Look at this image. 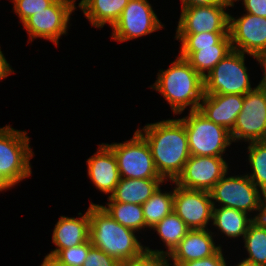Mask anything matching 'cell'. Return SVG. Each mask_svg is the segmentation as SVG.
I'll list each match as a JSON object with an SVG mask.
<instances>
[{
    "mask_svg": "<svg viewBox=\"0 0 266 266\" xmlns=\"http://www.w3.org/2000/svg\"><path fill=\"white\" fill-rule=\"evenodd\" d=\"M136 131L146 140L159 175L167 182L175 181L190 157L184 122L163 119Z\"/></svg>",
    "mask_w": 266,
    "mask_h": 266,
    "instance_id": "cell-1",
    "label": "cell"
},
{
    "mask_svg": "<svg viewBox=\"0 0 266 266\" xmlns=\"http://www.w3.org/2000/svg\"><path fill=\"white\" fill-rule=\"evenodd\" d=\"M171 62L165 70H159L156 80L149 88L158 92L167 101L173 115L198 110L204 97V78L180 57Z\"/></svg>",
    "mask_w": 266,
    "mask_h": 266,
    "instance_id": "cell-2",
    "label": "cell"
},
{
    "mask_svg": "<svg viewBox=\"0 0 266 266\" xmlns=\"http://www.w3.org/2000/svg\"><path fill=\"white\" fill-rule=\"evenodd\" d=\"M89 218V240L92 246L120 263L139 257L146 251L140 235L114 220L99 204L90 202Z\"/></svg>",
    "mask_w": 266,
    "mask_h": 266,
    "instance_id": "cell-3",
    "label": "cell"
},
{
    "mask_svg": "<svg viewBox=\"0 0 266 266\" xmlns=\"http://www.w3.org/2000/svg\"><path fill=\"white\" fill-rule=\"evenodd\" d=\"M233 175L227 172L209 191L213 206L240 210L254 219L264 218L265 194L245 173Z\"/></svg>",
    "mask_w": 266,
    "mask_h": 266,
    "instance_id": "cell-4",
    "label": "cell"
},
{
    "mask_svg": "<svg viewBox=\"0 0 266 266\" xmlns=\"http://www.w3.org/2000/svg\"><path fill=\"white\" fill-rule=\"evenodd\" d=\"M25 130L11 125L0 127V176L12 187L32 176L34 152Z\"/></svg>",
    "mask_w": 266,
    "mask_h": 266,
    "instance_id": "cell-5",
    "label": "cell"
},
{
    "mask_svg": "<svg viewBox=\"0 0 266 266\" xmlns=\"http://www.w3.org/2000/svg\"><path fill=\"white\" fill-rule=\"evenodd\" d=\"M186 129L190 155L226 156L233 145L230 131L208 120L199 110L189 111L180 117ZM225 154V155H224Z\"/></svg>",
    "mask_w": 266,
    "mask_h": 266,
    "instance_id": "cell-6",
    "label": "cell"
},
{
    "mask_svg": "<svg viewBox=\"0 0 266 266\" xmlns=\"http://www.w3.org/2000/svg\"><path fill=\"white\" fill-rule=\"evenodd\" d=\"M246 54L230 51L204 78V94H239L245 95L256 86L245 65Z\"/></svg>",
    "mask_w": 266,
    "mask_h": 266,
    "instance_id": "cell-7",
    "label": "cell"
},
{
    "mask_svg": "<svg viewBox=\"0 0 266 266\" xmlns=\"http://www.w3.org/2000/svg\"><path fill=\"white\" fill-rule=\"evenodd\" d=\"M76 0H55L45 10L29 17L22 25L28 33V43L41 38L59 46V39L68 34L72 14L77 9ZM69 24V25H68Z\"/></svg>",
    "mask_w": 266,
    "mask_h": 266,
    "instance_id": "cell-8",
    "label": "cell"
},
{
    "mask_svg": "<svg viewBox=\"0 0 266 266\" xmlns=\"http://www.w3.org/2000/svg\"><path fill=\"white\" fill-rule=\"evenodd\" d=\"M105 144L116 157L120 178H162L155 167L146 140L136 130L129 140Z\"/></svg>",
    "mask_w": 266,
    "mask_h": 266,
    "instance_id": "cell-9",
    "label": "cell"
},
{
    "mask_svg": "<svg viewBox=\"0 0 266 266\" xmlns=\"http://www.w3.org/2000/svg\"><path fill=\"white\" fill-rule=\"evenodd\" d=\"M165 28L149 0H129L112 27L111 39L119 43L147 36Z\"/></svg>",
    "mask_w": 266,
    "mask_h": 266,
    "instance_id": "cell-10",
    "label": "cell"
},
{
    "mask_svg": "<svg viewBox=\"0 0 266 266\" xmlns=\"http://www.w3.org/2000/svg\"><path fill=\"white\" fill-rule=\"evenodd\" d=\"M233 144L266 141V93L255 87L244 95L241 112L230 131Z\"/></svg>",
    "mask_w": 266,
    "mask_h": 266,
    "instance_id": "cell-11",
    "label": "cell"
},
{
    "mask_svg": "<svg viewBox=\"0 0 266 266\" xmlns=\"http://www.w3.org/2000/svg\"><path fill=\"white\" fill-rule=\"evenodd\" d=\"M173 211L192 229H209L213 203L209 191L187 189L174 184ZM209 225V226H208Z\"/></svg>",
    "mask_w": 266,
    "mask_h": 266,
    "instance_id": "cell-12",
    "label": "cell"
},
{
    "mask_svg": "<svg viewBox=\"0 0 266 266\" xmlns=\"http://www.w3.org/2000/svg\"><path fill=\"white\" fill-rule=\"evenodd\" d=\"M229 35L232 49L247 56L266 55V18L243 13H229Z\"/></svg>",
    "mask_w": 266,
    "mask_h": 266,
    "instance_id": "cell-13",
    "label": "cell"
},
{
    "mask_svg": "<svg viewBox=\"0 0 266 266\" xmlns=\"http://www.w3.org/2000/svg\"><path fill=\"white\" fill-rule=\"evenodd\" d=\"M229 167L224 156L190 155L174 184L187 189L210 191L229 170H232Z\"/></svg>",
    "mask_w": 266,
    "mask_h": 266,
    "instance_id": "cell-14",
    "label": "cell"
},
{
    "mask_svg": "<svg viewBox=\"0 0 266 266\" xmlns=\"http://www.w3.org/2000/svg\"><path fill=\"white\" fill-rule=\"evenodd\" d=\"M223 5L181 7L175 33L229 32V12Z\"/></svg>",
    "mask_w": 266,
    "mask_h": 266,
    "instance_id": "cell-15",
    "label": "cell"
},
{
    "mask_svg": "<svg viewBox=\"0 0 266 266\" xmlns=\"http://www.w3.org/2000/svg\"><path fill=\"white\" fill-rule=\"evenodd\" d=\"M215 239V241H214ZM216 238L210 229H192L179 242L167 257L169 266H180L184 262L212 256L222 244H216Z\"/></svg>",
    "mask_w": 266,
    "mask_h": 266,
    "instance_id": "cell-16",
    "label": "cell"
},
{
    "mask_svg": "<svg viewBox=\"0 0 266 266\" xmlns=\"http://www.w3.org/2000/svg\"><path fill=\"white\" fill-rule=\"evenodd\" d=\"M96 153L86 159L88 178L101 193L109 197L120 181L117 160L105 144H98Z\"/></svg>",
    "mask_w": 266,
    "mask_h": 266,
    "instance_id": "cell-17",
    "label": "cell"
},
{
    "mask_svg": "<svg viewBox=\"0 0 266 266\" xmlns=\"http://www.w3.org/2000/svg\"><path fill=\"white\" fill-rule=\"evenodd\" d=\"M244 95L204 94L198 110L210 121L231 131L242 110Z\"/></svg>",
    "mask_w": 266,
    "mask_h": 266,
    "instance_id": "cell-18",
    "label": "cell"
},
{
    "mask_svg": "<svg viewBox=\"0 0 266 266\" xmlns=\"http://www.w3.org/2000/svg\"><path fill=\"white\" fill-rule=\"evenodd\" d=\"M78 217L60 216L52 232V243L56 247L46 254L55 256L61 249L80 245L89 239V207L82 214L79 212Z\"/></svg>",
    "mask_w": 266,
    "mask_h": 266,
    "instance_id": "cell-19",
    "label": "cell"
},
{
    "mask_svg": "<svg viewBox=\"0 0 266 266\" xmlns=\"http://www.w3.org/2000/svg\"><path fill=\"white\" fill-rule=\"evenodd\" d=\"M179 49L178 55L186 59L203 78L233 50L229 34L212 47H179Z\"/></svg>",
    "mask_w": 266,
    "mask_h": 266,
    "instance_id": "cell-20",
    "label": "cell"
},
{
    "mask_svg": "<svg viewBox=\"0 0 266 266\" xmlns=\"http://www.w3.org/2000/svg\"><path fill=\"white\" fill-rule=\"evenodd\" d=\"M254 220L252 216L243 211L230 207L213 206L211 226L214 228L213 230H217L218 233L216 231L212 233L215 237L223 235L222 238L225 236L226 240H239L240 237L243 239L249 225Z\"/></svg>",
    "mask_w": 266,
    "mask_h": 266,
    "instance_id": "cell-21",
    "label": "cell"
},
{
    "mask_svg": "<svg viewBox=\"0 0 266 266\" xmlns=\"http://www.w3.org/2000/svg\"><path fill=\"white\" fill-rule=\"evenodd\" d=\"M164 183L167 184V181L163 178H120L114 192L107 198V201L142 205Z\"/></svg>",
    "mask_w": 266,
    "mask_h": 266,
    "instance_id": "cell-22",
    "label": "cell"
},
{
    "mask_svg": "<svg viewBox=\"0 0 266 266\" xmlns=\"http://www.w3.org/2000/svg\"><path fill=\"white\" fill-rule=\"evenodd\" d=\"M128 2L129 0H80L77 8L81 9L92 27L101 29L106 24L113 27Z\"/></svg>",
    "mask_w": 266,
    "mask_h": 266,
    "instance_id": "cell-23",
    "label": "cell"
},
{
    "mask_svg": "<svg viewBox=\"0 0 266 266\" xmlns=\"http://www.w3.org/2000/svg\"><path fill=\"white\" fill-rule=\"evenodd\" d=\"M153 230V234L156 233L159 239L164 244L163 249H152L150 246H145L146 251L150 253H157L164 256H169L173 250L178 246L179 242L186 236L187 232L190 230L185 222L173 211L166 217H164L160 222H158L154 227L150 229Z\"/></svg>",
    "mask_w": 266,
    "mask_h": 266,
    "instance_id": "cell-24",
    "label": "cell"
},
{
    "mask_svg": "<svg viewBox=\"0 0 266 266\" xmlns=\"http://www.w3.org/2000/svg\"><path fill=\"white\" fill-rule=\"evenodd\" d=\"M163 186L160 185L152 196L142 204L144 220L146 223V231L154 227L164 217L173 212L174 187L168 191H162Z\"/></svg>",
    "mask_w": 266,
    "mask_h": 266,
    "instance_id": "cell-25",
    "label": "cell"
},
{
    "mask_svg": "<svg viewBox=\"0 0 266 266\" xmlns=\"http://www.w3.org/2000/svg\"><path fill=\"white\" fill-rule=\"evenodd\" d=\"M245 259L266 266V218L255 219L243 237Z\"/></svg>",
    "mask_w": 266,
    "mask_h": 266,
    "instance_id": "cell-26",
    "label": "cell"
},
{
    "mask_svg": "<svg viewBox=\"0 0 266 266\" xmlns=\"http://www.w3.org/2000/svg\"><path fill=\"white\" fill-rule=\"evenodd\" d=\"M99 205L122 226L134 230L137 234H142V230L146 231L142 205L121 202H107L106 205Z\"/></svg>",
    "mask_w": 266,
    "mask_h": 266,
    "instance_id": "cell-27",
    "label": "cell"
},
{
    "mask_svg": "<svg viewBox=\"0 0 266 266\" xmlns=\"http://www.w3.org/2000/svg\"><path fill=\"white\" fill-rule=\"evenodd\" d=\"M247 157L251 172L245 174L266 195V141L247 143ZM248 160V161H247Z\"/></svg>",
    "mask_w": 266,
    "mask_h": 266,
    "instance_id": "cell-28",
    "label": "cell"
},
{
    "mask_svg": "<svg viewBox=\"0 0 266 266\" xmlns=\"http://www.w3.org/2000/svg\"><path fill=\"white\" fill-rule=\"evenodd\" d=\"M229 32L175 33L180 47H212L218 44Z\"/></svg>",
    "mask_w": 266,
    "mask_h": 266,
    "instance_id": "cell-29",
    "label": "cell"
},
{
    "mask_svg": "<svg viewBox=\"0 0 266 266\" xmlns=\"http://www.w3.org/2000/svg\"><path fill=\"white\" fill-rule=\"evenodd\" d=\"M92 247L90 240L81 243L80 245L61 249L54 258L68 266H82L86 260L89 249Z\"/></svg>",
    "mask_w": 266,
    "mask_h": 266,
    "instance_id": "cell-30",
    "label": "cell"
},
{
    "mask_svg": "<svg viewBox=\"0 0 266 266\" xmlns=\"http://www.w3.org/2000/svg\"><path fill=\"white\" fill-rule=\"evenodd\" d=\"M13 3V11L20 22L24 23L29 17L40 10L48 8L55 0H10Z\"/></svg>",
    "mask_w": 266,
    "mask_h": 266,
    "instance_id": "cell-31",
    "label": "cell"
},
{
    "mask_svg": "<svg viewBox=\"0 0 266 266\" xmlns=\"http://www.w3.org/2000/svg\"><path fill=\"white\" fill-rule=\"evenodd\" d=\"M121 266H169L167 256L145 251L139 257L121 263Z\"/></svg>",
    "mask_w": 266,
    "mask_h": 266,
    "instance_id": "cell-32",
    "label": "cell"
},
{
    "mask_svg": "<svg viewBox=\"0 0 266 266\" xmlns=\"http://www.w3.org/2000/svg\"><path fill=\"white\" fill-rule=\"evenodd\" d=\"M82 266H121V263L104 251L92 246Z\"/></svg>",
    "mask_w": 266,
    "mask_h": 266,
    "instance_id": "cell-33",
    "label": "cell"
},
{
    "mask_svg": "<svg viewBox=\"0 0 266 266\" xmlns=\"http://www.w3.org/2000/svg\"><path fill=\"white\" fill-rule=\"evenodd\" d=\"M220 247L212 256L184 262L180 266H228L227 259L225 258L224 249Z\"/></svg>",
    "mask_w": 266,
    "mask_h": 266,
    "instance_id": "cell-34",
    "label": "cell"
},
{
    "mask_svg": "<svg viewBox=\"0 0 266 266\" xmlns=\"http://www.w3.org/2000/svg\"><path fill=\"white\" fill-rule=\"evenodd\" d=\"M245 13L266 18V0H243Z\"/></svg>",
    "mask_w": 266,
    "mask_h": 266,
    "instance_id": "cell-35",
    "label": "cell"
},
{
    "mask_svg": "<svg viewBox=\"0 0 266 266\" xmlns=\"http://www.w3.org/2000/svg\"><path fill=\"white\" fill-rule=\"evenodd\" d=\"M15 73L14 69L10 65V63L7 61L6 57L4 56L3 51H1V46H0V80H4L9 75Z\"/></svg>",
    "mask_w": 266,
    "mask_h": 266,
    "instance_id": "cell-36",
    "label": "cell"
},
{
    "mask_svg": "<svg viewBox=\"0 0 266 266\" xmlns=\"http://www.w3.org/2000/svg\"><path fill=\"white\" fill-rule=\"evenodd\" d=\"M254 60H256V62H258L261 68H263L262 78L256 85V87L266 93V55L254 56Z\"/></svg>",
    "mask_w": 266,
    "mask_h": 266,
    "instance_id": "cell-37",
    "label": "cell"
},
{
    "mask_svg": "<svg viewBox=\"0 0 266 266\" xmlns=\"http://www.w3.org/2000/svg\"><path fill=\"white\" fill-rule=\"evenodd\" d=\"M181 7L222 5V0H180Z\"/></svg>",
    "mask_w": 266,
    "mask_h": 266,
    "instance_id": "cell-38",
    "label": "cell"
},
{
    "mask_svg": "<svg viewBox=\"0 0 266 266\" xmlns=\"http://www.w3.org/2000/svg\"><path fill=\"white\" fill-rule=\"evenodd\" d=\"M40 266H68L58 262L53 256H44V260L42 261Z\"/></svg>",
    "mask_w": 266,
    "mask_h": 266,
    "instance_id": "cell-39",
    "label": "cell"
},
{
    "mask_svg": "<svg viewBox=\"0 0 266 266\" xmlns=\"http://www.w3.org/2000/svg\"><path fill=\"white\" fill-rule=\"evenodd\" d=\"M243 259V260H242ZM241 259V261L239 260V262L236 264H234L235 266H261V265H258L252 261H249L247 259H245L244 257ZM234 265H229L228 266H234Z\"/></svg>",
    "mask_w": 266,
    "mask_h": 266,
    "instance_id": "cell-40",
    "label": "cell"
},
{
    "mask_svg": "<svg viewBox=\"0 0 266 266\" xmlns=\"http://www.w3.org/2000/svg\"><path fill=\"white\" fill-rule=\"evenodd\" d=\"M12 187L0 176V192L11 190Z\"/></svg>",
    "mask_w": 266,
    "mask_h": 266,
    "instance_id": "cell-41",
    "label": "cell"
},
{
    "mask_svg": "<svg viewBox=\"0 0 266 266\" xmlns=\"http://www.w3.org/2000/svg\"><path fill=\"white\" fill-rule=\"evenodd\" d=\"M239 1H241L240 3L243 2V0H222V5L226 7L227 9L230 7L234 8L235 2H239Z\"/></svg>",
    "mask_w": 266,
    "mask_h": 266,
    "instance_id": "cell-42",
    "label": "cell"
},
{
    "mask_svg": "<svg viewBox=\"0 0 266 266\" xmlns=\"http://www.w3.org/2000/svg\"><path fill=\"white\" fill-rule=\"evenodd\" d=\"M265 218H266V195H265Z\"/></svg>",
    "mask_w": 266,
    "mask_h": 266,
    "instance_id": "cell-43",
    "label": "cell"
}]
</instances>
